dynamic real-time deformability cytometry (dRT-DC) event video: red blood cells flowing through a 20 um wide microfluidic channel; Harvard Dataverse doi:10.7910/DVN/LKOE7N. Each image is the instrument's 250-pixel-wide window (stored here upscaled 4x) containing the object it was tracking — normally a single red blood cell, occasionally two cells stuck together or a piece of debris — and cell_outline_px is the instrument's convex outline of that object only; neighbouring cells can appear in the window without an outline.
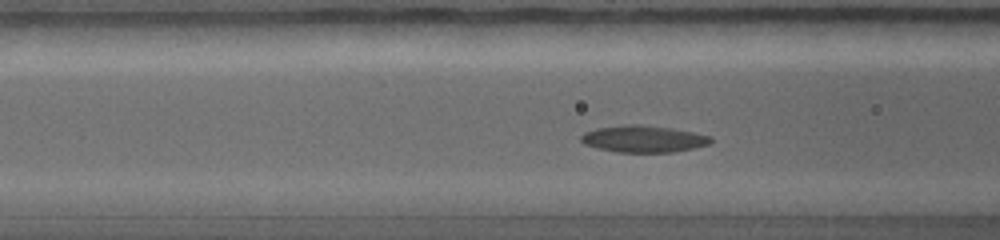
{"species": "common noctule bat (a hibernating species)", "species_latin": "Nyctalus noctula", "temperature_condition": "warm", "stored_images_in_passage": 40, "camera_frame_rate_fps": 5000, "um_per_image_px": 0.085, "animal": {"sex": "female", "body_mass_g": 19.0, "forearm_length_mm": 56.7}, "frame": {"image": 1, "passage_image": 10, "time_ms": 2.6, "image_size_px": [1000, 240], "cell_outline_px": [[712, 140], [708, 144], [692, 148], [672, 152], [616, 152], [584, 144], [580, 140], [580, 136], [584, 132], [596, 128], [624, 124], [640, 124], [672, 128], [712, 136]], "centroid_in_image_um": [54.66, 11.79], "position_along_channel_um": 111.9, "area_um2": 20.23}}
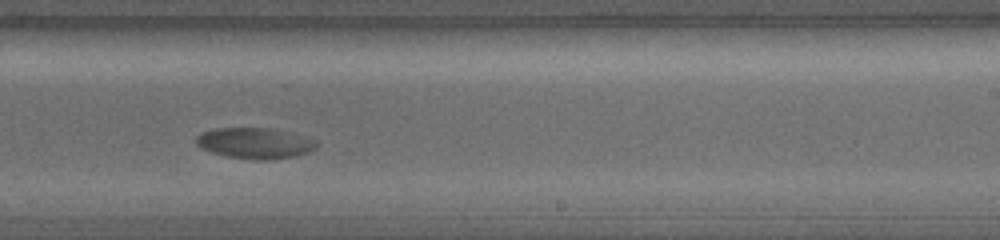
{"frame": {"image": 2, "passage_image": 24, "time_ms": 5.4, "image_size_px": [1000, 240], "cell_outline_px": [[320, 144], [316, 148], [308, 152], [296, 156], [272, 160], [252, 160], [228, 156], [212, 152], [200, 148], [196, 144], [196, 136], [200, 132], [216, 128], [272, 128], [292, 132], [320, 140]], "centroid_in_image_um": [21.73, 12.16], "position_along_channel_um": 267.3, "area_um2": 22.2}}
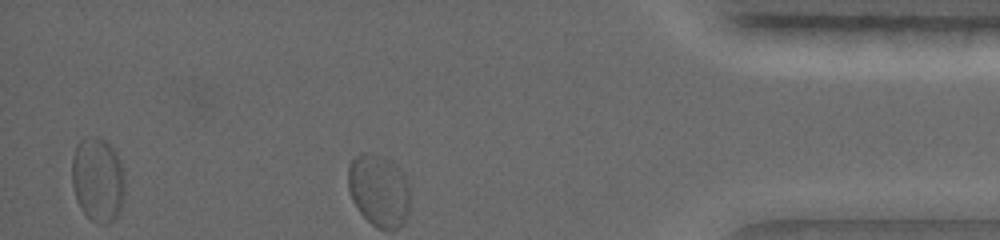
{"frame": {"image": 3, "passage_image": 40, "time_ms": 8.4, "image_size_px": [1000, 240], "cell_outline_px": [[124, 196], [120, 208], [116, 216], [108, 224], [96, 224], [80, 208], [76, 200], [72, 184], [72, 156], [76, 144], [80, 140], [96, 136], [104, 140], [116, 152], [120, 160], [124, 172]], "centroid_in_image_um": [8.3, 15.27], "position_along_channel_um": 426.9, "area_um2": 26.18}}